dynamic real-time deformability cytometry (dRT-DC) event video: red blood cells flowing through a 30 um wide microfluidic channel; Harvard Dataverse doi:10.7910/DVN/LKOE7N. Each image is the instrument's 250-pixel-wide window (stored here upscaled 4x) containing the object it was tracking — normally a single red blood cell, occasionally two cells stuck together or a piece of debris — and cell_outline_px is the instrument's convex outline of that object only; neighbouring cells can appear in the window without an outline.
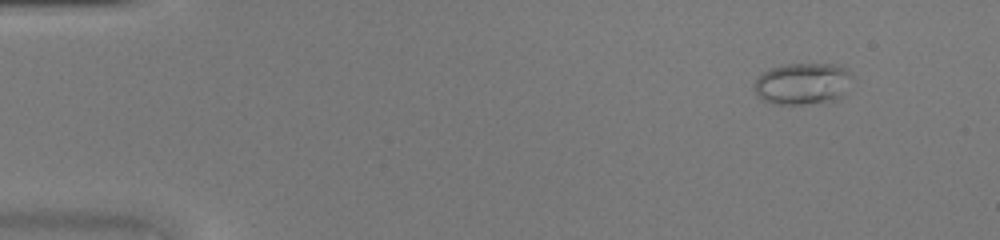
{"species": "common noctule bat (a hibernating species)", "species_latin": "Nyctalus noctula", "temperature_condition": "warm", "stored_images_in_passage": 42, "camera_frame_rate_fps": 3000, "um_per_image_px": 0.085, "animal": {"sex": "female", "body_mass_g": 20.0, "forearm_length_mm": 54.0}, "frame": {"image": 1, "passage_image": 1, "time_ms": 0.0, "image_size_px": [1000, 240], "cell_outline_px": [[852, 76], [844, 96], [840, 100], [800, 104], [772, 104], [764, 100], [756, 92], [756, 80], [764, 72], [772, 68], [788, 64], [836, 64], [844, 68]], "centroid_in_image_um": [68.28, 7.12], "position_along_channel_um": 16.7, "area_um2": 23.52}}
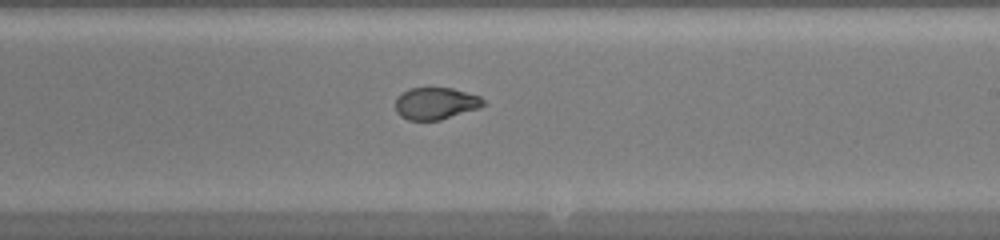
{"frame": {"image": 2, "passage_image": 24, "time_ms": 7.667, "image_size_px": [1000, 240], "cell_outline_px": [[488, 104], [480, 108], [440, 120], [408, 120], [400, 116], [396, 112], [396, 96], [408, 88], [452, 88], [480, 96]], "centroid_in_image_um": [37.04, 8.79], "position_along_channel_um": 252.0, "area_um2": 16.59}}
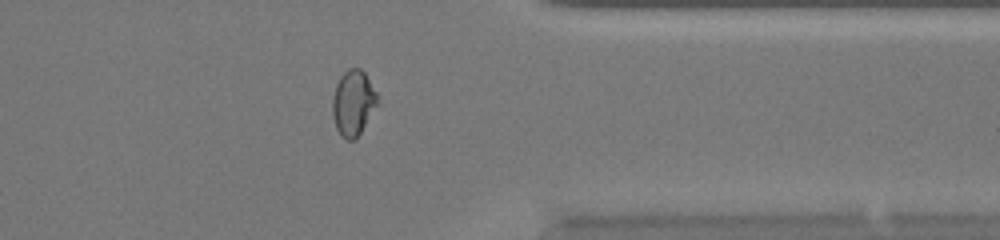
{"frame": {"image": 3, "passage_image": 33, "time_ms": 10.667, "image_size_px": [1000, 240], "cell_outline_px": [[376, 104], [356, 140], [348, 140], [340, 136], [336, 128], [332, 116], [332, 100], [336, 84], [340, 76], [348, 68], [360, 68], [364, 72], [376, 92]], "centroid_in_image_um": [29.97, 8.75], "position_along_channel_um": 381.4, "area_um2": 16.88}}